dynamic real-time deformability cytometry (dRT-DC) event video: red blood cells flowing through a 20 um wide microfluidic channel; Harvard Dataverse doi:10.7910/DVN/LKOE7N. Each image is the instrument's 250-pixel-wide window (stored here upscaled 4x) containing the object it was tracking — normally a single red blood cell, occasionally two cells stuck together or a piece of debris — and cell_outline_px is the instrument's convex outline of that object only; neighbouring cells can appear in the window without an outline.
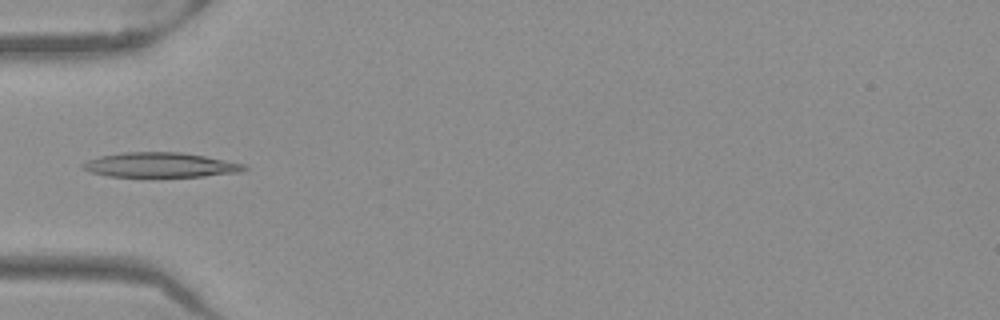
{"species": "Egyptian fruit bat (a non-hibernating species)", "species_latin": "Rousettus aegyptiacus", "temperature_condition": "warm", "stored_images_in_passage": 35, "camera_frame_rate_fps": 3000, "um_per_image_px": 0.085, "frame": {"image": 1, "passage_image": 1, "time_ms": 0.0, "image_size_px": [1000, 320], "cell_outline_px": [[248, 168], [240, 172], [204, 176], [108, 176], [92, 172], [84, 168], [80, 164], [88, 160], [100, 156], [124, 152], [180, 152], [204, 156], [244, 164]], "centroid_in_image_um": [13.63, 14.01], "position_along_channel_um": 71.4, "area_um2": 22.89}}
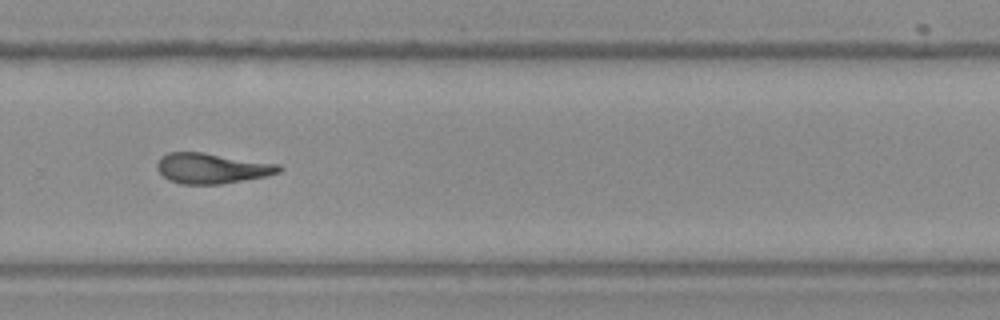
{"frame": {"image": 2, "passage_image": 19, "time_ms": 6.0, "image_size_px": [1000, 320], "cell_outline_px": [[284, 168], [280, 172], [264, 176], [220, 184], [184, 184], [168, 180], [156, 168], [156, 164], [160, 156], [168, 152], [200, 152], [280, 164]], "centroid_in_image_um": [17.98, 14.3], "position_along_channel_um": 311.8, "area_um2": 21.44}}
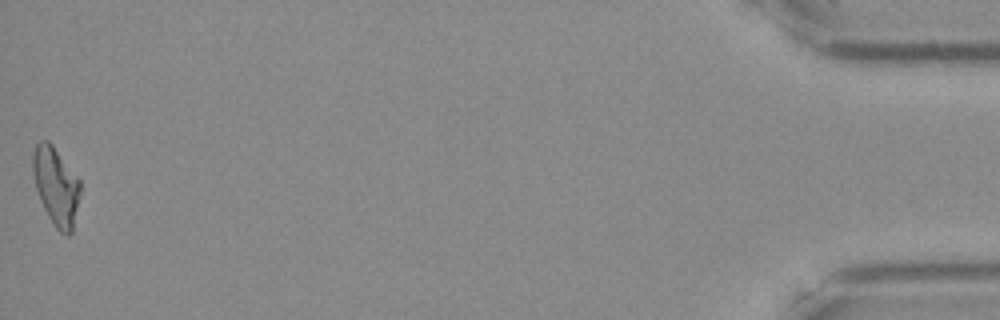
{"frame": {"image": 3, "passage_image": 35, "time_ms": 11.333, "image_size_px": [1000, 320], "cell_outline_px": [[80, 192], [72, 232], [68, 236], [60, 232], [56, 228], [48, 216], [40, 200], [36, 188], [32, 172], [32, 152], [36, 144], [40, 140], [48, 140], [52, 144], [80, 180]], "centroid_in_image_um": [4.74, 15.8], "position_along_channel_um": 430.5, "area_um2": 21.5}, "authors_computed_cell_mechanics": {"area_um2": 21.4438, "velocity_mm_per_s": 3.9882, "shape_relaxation_time_tau1_ms": null, "shape_relaxation_time_tau2_ms": 3.1133, "deformation_change_tau1": null, "deformation_change_tau2": 0.1225}}